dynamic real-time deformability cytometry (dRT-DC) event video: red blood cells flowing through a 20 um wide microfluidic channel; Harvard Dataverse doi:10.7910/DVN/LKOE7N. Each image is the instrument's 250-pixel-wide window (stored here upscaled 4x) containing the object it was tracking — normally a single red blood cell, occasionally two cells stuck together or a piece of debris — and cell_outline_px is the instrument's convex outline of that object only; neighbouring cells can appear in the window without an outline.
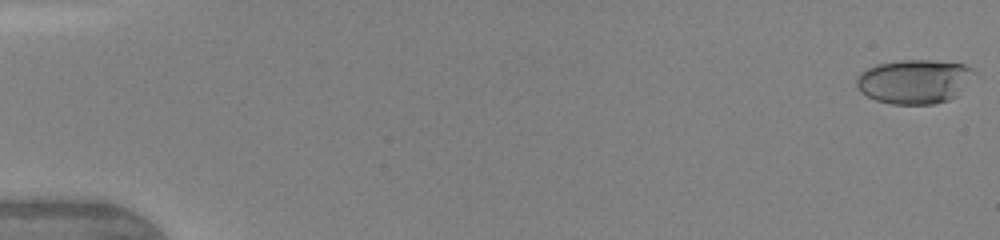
{"species": "human", "species_latin": "Homo sapiens", "temperature_condition": "warm", "stored_images_in_passage": 48, "camera_frame_rate_fps": 3000, "um_per_image_px": 0.085, "donor": {"sex": "female"}, "frame": {"image": 1, "passage_image": 1, "time_ms": 0.0, "image_size_px": [1000, 240], "cell_outline_px": [[980, 76], [956, 96], [948, 100], [936, 104], [892, 104], [876, 100], [860, 92], [856, 88], [856, 76], [860, 72], [876, 64], [900, 60], [932, 60], [964, 64], [972, 68]], "centroid_in_image_um": [77.78, 6.92], "position_along_channel_um": 7.2, "area_um2": 31.04}}
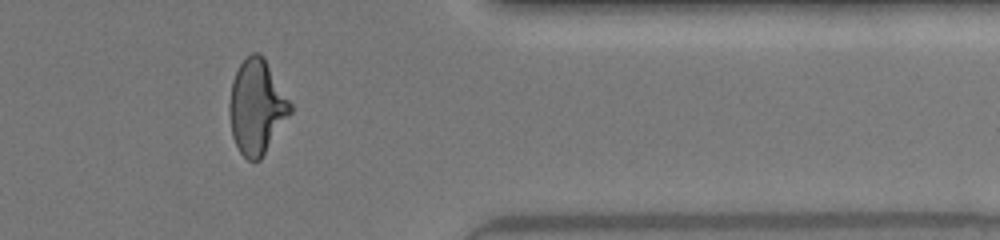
{"frame": {"image": 2, "passage_image": 40, "time_ms": 13.0, "image_size_px": [1000, 240], "cell_outline_px": [[292, 112], [260, 160], [248, 160], [240, 152], [232, 136], [228, 112], [228, 104], [232, 80], [240, 64], [252, 52], [260, 52], [264, 56], [292, 104]], "centroid_in_image_um": [21.81, 9.07], "position_along_channel_um": 389.6, "area_um2": 33.64}}
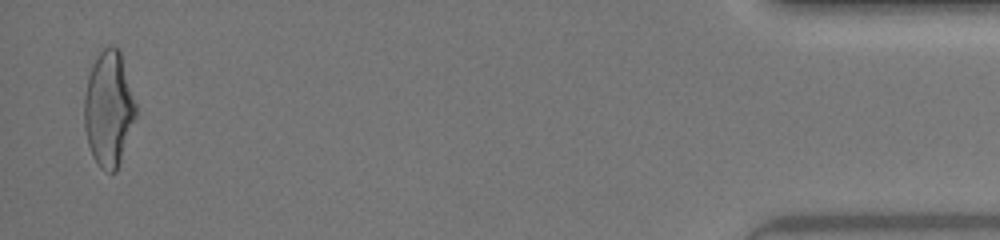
{"frame": {"image": 3, "passage_image": 47, "time_ms": 15.333, "image_size_px": [1000, 240], "cell_outline_px": [[136, 116], [116, 172], [104, 172], [100, 168], [92, 156], [88, 144], [84, 128], [84, 96], [88, 76], [100, 52], [104, 48], [120, 48], [136, 104]], "centroid_in_image_um": [9.23, 9.29], "position_along_channel_um": 426.0, "area_um2": 34.45}, "authors_computed_cell_mechanics": {"area_um2": 32.9749, "velocity_mm_per_s": 4.3173, "shape_relaxation_time_tau1_ms": 5.5405, "shape_relaxation_time_tau2_ms": 0.8791, "deformation_change_tau1": 0.221, "deformation_change_tau2": 0.0656}}